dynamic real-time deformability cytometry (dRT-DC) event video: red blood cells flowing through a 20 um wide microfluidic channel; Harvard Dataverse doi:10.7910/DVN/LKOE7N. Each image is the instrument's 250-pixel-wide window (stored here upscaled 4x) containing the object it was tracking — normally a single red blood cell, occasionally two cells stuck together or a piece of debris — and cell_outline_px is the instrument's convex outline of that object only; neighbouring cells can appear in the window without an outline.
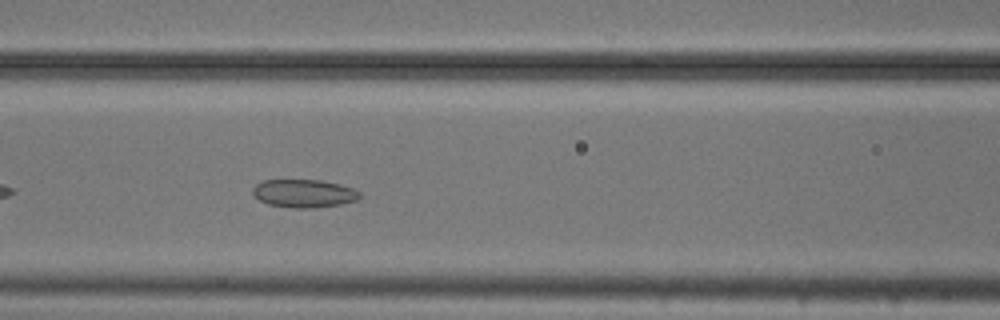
{"species": "common noctule bat (a hibernating species)", "species_latin": "Nyctalus noctula", "temperature_condition": "cold", "stored_images_in_passage": 42, "camera_frame_rate_fps": 3000, "um_per_image_px": 0.085, "animal": {"sex": "male", "body_mass_g": 20.5, "forearm_length_mm": 52.5}, "frame": {"image": 1, "passage_image": 11, "time_ms": 3.333, "image_size_px": [1000, 320], "cell_outline_px": [[360, 196], [356, 200], [340, 204], [312, 208], [296, 208], [268, 204], [260, 200], [252, 192], [252, 188], [256, 184], [264, 180], [320, 180], [340, 184], [352, 188], [360, 192]], "centroid_in_image_um": [25.83, 16.43], "position_along_channel_um": 140.8, "area_um2": 17.34}}
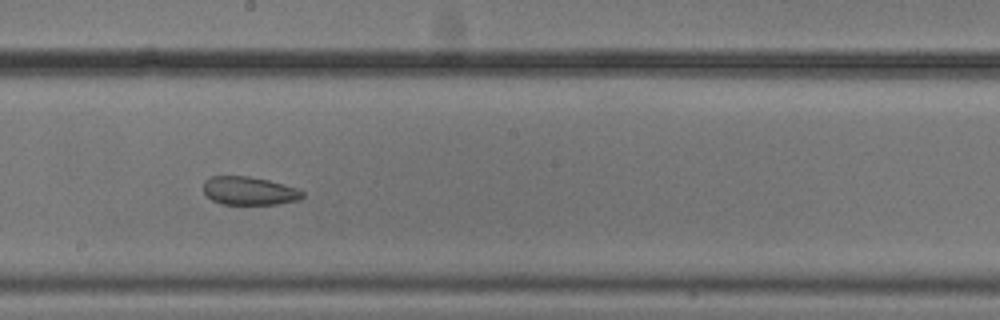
{"frame": {"image": 2, "passage_image": 18, "time_ms": 5.667, "image_size_px": [1000, 320], "cell_outline_px": [[304, 196], [300, 200], [276, 204], [220, 204], [212, 200], [204, 192], [204, 180], [212, 176], [248, 176], [268, 180], [296, 188], [304, 192]], "centroid_in_image_um": [21.18, 16.22], "position_along_channel_um": 227.0, "area_um2": 16.3}}
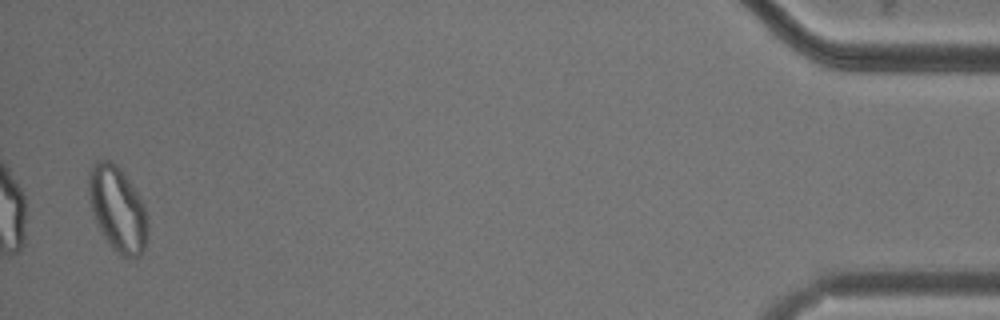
{"frame": {"image": 3, "passage_image": 41, "time_ms": 13.333, "image_size_px": [1000, 320], "cell_outline_px": [[148, 236], [144, 248], [140, 256], [120, 256], [112, 248], [96, 224], [88, 200], [88, 172], [92, 164], [96, 160], [112, 160], [120, 168], [132, 184], [144, 204], [148, 216]], "centroid_in_image_um": [9.98, 17.73], "position_along_channel_um": 425.2, "area_um2": 29.71}, "authors_computed_cell_mechanics": {"area_um2": 19.4208, "velocity_mm_per_s": 3.6932, "shape_relaxation_time_tau1_ms": null, "shape_relaxation_time_tau2_ms": 1.6556, "deformation_change_tau1": null, "deformation_change_tau2": 0.0753}}